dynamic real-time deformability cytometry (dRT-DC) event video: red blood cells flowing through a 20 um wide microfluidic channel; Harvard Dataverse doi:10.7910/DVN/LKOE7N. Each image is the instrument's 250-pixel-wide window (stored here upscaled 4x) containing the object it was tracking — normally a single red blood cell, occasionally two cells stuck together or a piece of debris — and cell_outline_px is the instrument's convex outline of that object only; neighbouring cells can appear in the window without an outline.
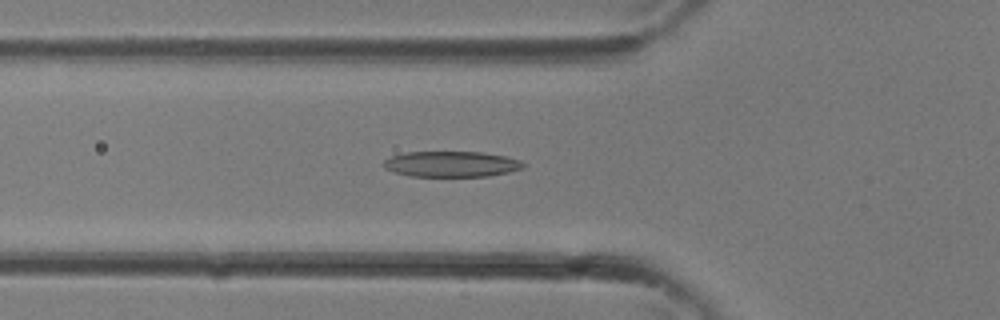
{"species": "common noctule bat (a hibernating species)", "species_latin": "Nyctalus noctula", "temperature_condition": "room temperature", "stored_images_in_passage": 32, "camera_frame_rate_fps": 3000, "um_per_image_px": 0.085, "animal": {"sex": "female"}, "frame": {"image": 1, "passage_image": 12, "time_ms": 3.667, "image_size_px": [1000, 320], "cell_outline_px": [[524, 168], [508, 172], [488, 176], [408, 176], [384, 168], [380, 164], [384, 160], [392, 156], [408, 152], [484, 152], [504, 156], [520, 160], [524, 164]], "centroid_in_image_um": [38.35, 13.94], "position_along_channel_um": 87.5, "area_um2": 20.87}}
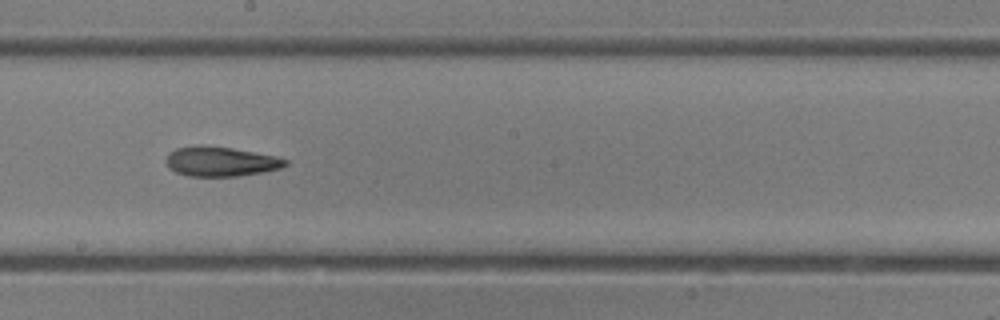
{"frame": {"image": 2, "passage_image": 19, "time_ms": 6.0, "image_size_px": [1000, 320], "cell_outline_px": [[288, 164], [280, 168], [264, 172], [236, 176], [188, 176], [176, 172], [168, 168], [164, 160], [168, 152], [176, 148], [200, 144], [232, 148], [276, 156], [288, 160]], "centroid_in_image_um": [18.71, 13.72], "position_along_channel_um": 229.5, "area_um2": 20.87}}
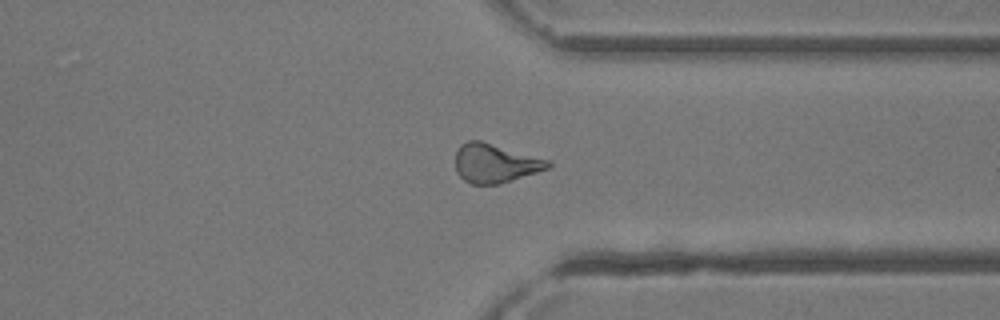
{"frame": {"image": 3, "passage_image": 26, "time_ms": 8.333, "image_size_px": [1000, 320], "cell_outline_px": [[552, 164], [548, 168], [536, 172], [496, 184], [472, 184], [464, 180], [456, 172], [456, 152], [460, 144], [468, 140], [480, 140], [552, 160]], "centroid_in_image_um": [42.08, 13.85], "position_along_channel_um": 369.3, "area_um2": 20.92}}